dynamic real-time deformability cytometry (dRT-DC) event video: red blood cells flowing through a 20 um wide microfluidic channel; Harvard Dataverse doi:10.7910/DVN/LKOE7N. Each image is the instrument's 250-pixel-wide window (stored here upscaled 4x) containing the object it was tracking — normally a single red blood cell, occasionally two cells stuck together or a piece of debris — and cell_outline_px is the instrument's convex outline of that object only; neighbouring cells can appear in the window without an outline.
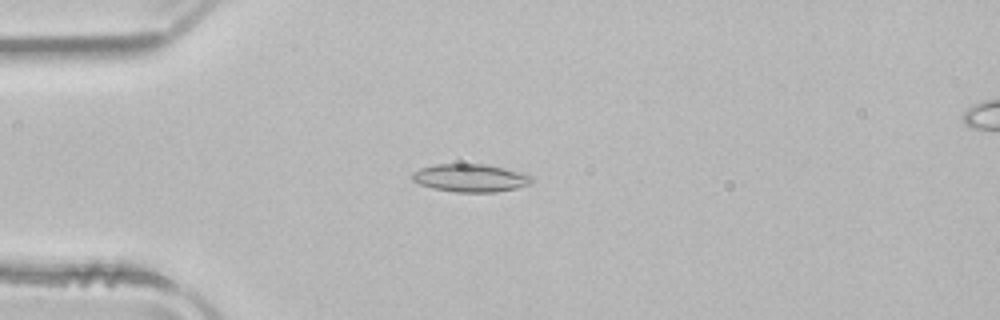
{"species": "common noctule bat (a hibernating species)", "species_latin": "Nyctalus noctula", "temperature_condition": "room temperature", "stored_images_in_passage": 50, "camera_frame_rate_fps": 3000, "um_per_image_px": 0.085, "animal": {"sex": "male", "body_mass_g": 21.5, "forearm_length_mm": 52.0}, "frame": {"image": 1, "passage_image": 12, "time_ms": 3.667, "image_size_px": [1000, 320], "cell_outline_px": [[536, 180], [528, 184], [516, 188], [496, 192], [456, 192], [432, 188], [420, 184], [412, 180], [412, 172], [420, 168], [436, 164], [484, 164], [504, 168], [532, 176]], "centroid_in_image_um": [39.97, 15.13], "position_along_channel_um": 45.0, "area_um2": 19.36}}
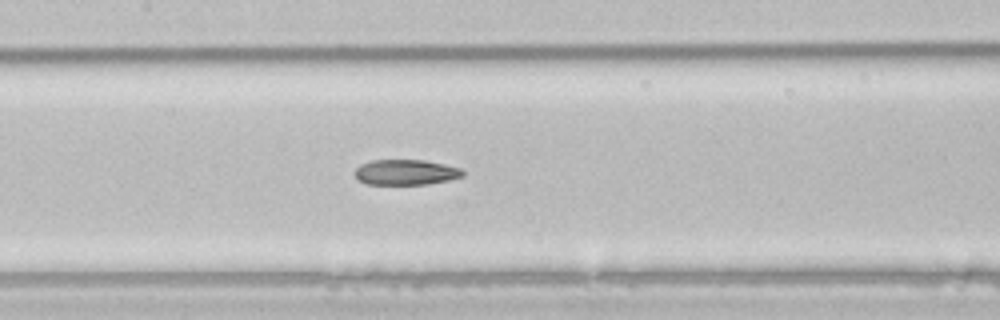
{"frame": {"image": 2, "passage_image": 23, "time_ms": 7.333, "image_size_px": [1000, 320], "cell_outline_px": [[464, 176], [448, 180], [428, 184], [368, 184], [356, 180], [352, 172], [360, 164], [372, 160], [424, 160], [444, 164], [460, 168], [464, 172]], "centroid_in_image_um": [34.44, 14.64], "position_along_channel_um": 173.0, "area_um2": 16.13}}
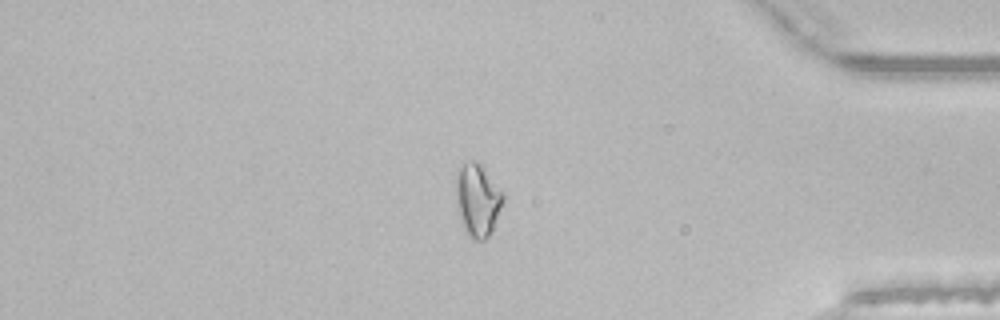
{"frame": {"image": 3, "passage_image": 42, "time_ms": 13.667, "image_size_px": [1000, 320], "cell_outline_px": [[504, 200], [492, 232], [484, 240], [472, 240], [464, 232], [460, 220], [456, 196], [456, 180], [460, 168], [464, 164], [472, 160], [476, 160], [480, 164], [504, 192]], "centroid_in_image_um": [40.61, 17.05], "position_along_channel_um": 394.6, "area_um2": 20.0}, "authors_computed_cell_mechanics": {"area_um2": 18.2648, "velocity_mm_per_s": 3.9855, "shape_relaxation_time_tau1_ms": 10.8629, "shape_relaxation_time_tau2_ms": 6.4277, "deformation_change_tau1": 0.211, "deformation_change_tau2": 0.1522}}